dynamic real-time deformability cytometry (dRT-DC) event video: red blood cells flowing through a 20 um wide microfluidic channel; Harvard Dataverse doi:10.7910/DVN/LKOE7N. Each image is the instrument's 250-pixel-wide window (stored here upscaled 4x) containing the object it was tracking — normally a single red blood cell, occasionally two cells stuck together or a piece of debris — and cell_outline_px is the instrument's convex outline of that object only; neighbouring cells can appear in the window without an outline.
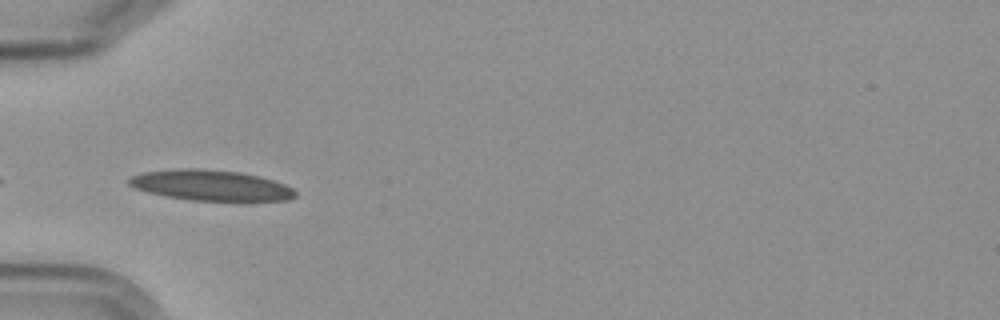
{"species": "Egyptian fruit bat (a non-hibernating species)", "species_latin": "Rousettus aegyptiacus", "temperature_condition": "cold", "stored_images_in_passage": 2, "camera_frame_rate_fps": 3000, "um_per_image_px": 0.085, "frame": {"image": 1, "passage_image": 1, "time_ms": 0.0, "image_size_px": [1000, 320], "cell_outline_px": [[296, 196], [288, 200], [188, 200], [164, 196], [148, 192], [136, 188], [128, 184], [128, 180], [132, 176], [144, 172], [180, 168], [196, 168], [240, 172], [272, 180], [284, 184], [292, 188], [296, 192]], "centroid_in_image_um": [17.89, 15.75], "position_along_channel_um": 67.1, "area_um2": 29.3}}
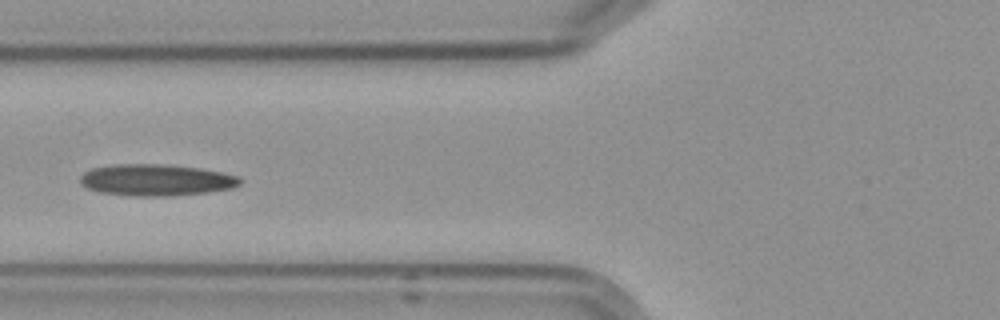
{"frame": {"image": 2, "passage_image": 2, "time_ms": 1.333, "image_size_px": [1000, 320], "cell_outline_px": [[240, 184], [232, 188], [208, 192], [172, 196], [132, 196], [100, 192], [88, 188], [80, 184], [80, 176], [84, 172], [92, 168], [116, 164], [160, 164], [200, 168], [224, 172], [240, 176]], "centroid_in_image_um": [13.28, 15.3], "position_along_channel_um": 112.5, "area_um2": 29.54}}